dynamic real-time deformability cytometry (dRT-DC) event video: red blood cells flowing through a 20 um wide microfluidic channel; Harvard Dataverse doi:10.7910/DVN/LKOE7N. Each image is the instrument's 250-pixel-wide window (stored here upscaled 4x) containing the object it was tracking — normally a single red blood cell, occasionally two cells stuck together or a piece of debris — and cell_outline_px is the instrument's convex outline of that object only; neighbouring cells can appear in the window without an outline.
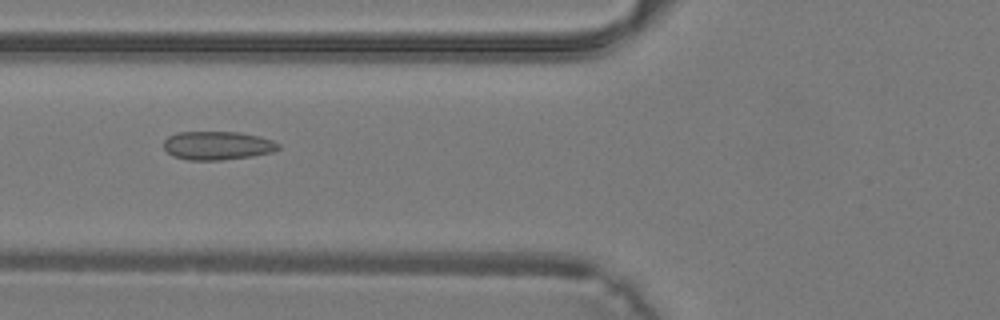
{"species": "common noctule bat (a hibernating species)", "species_latin": "Nyctalus noctula", "temperature_condition": "warm", "stored_images_in_passage": 32, "camera_frame_rate_fps": 3000, "um_per_image_px": 0.085, "animal": {"sex": "male", "body_mass_g": 19.2, "forearm_length_mm": 51.8}, "frame": {"image": 1, "passage_image": 8, "time_ms": 2.333, "image_size_px": [1000, 320], "cell_outline_px": [[280, 148], [272, 152], [252, 156], [220, 160], [188, 160], [172, 156], [164, 148], [164, 140], [168, 136], [176, 132], [240, 132], [260, 136], [272, 140], [280, 144]], "centroid_in_image_um": [18.48, 12.37], "position_along_channel_um": 107.3, "area_um2": 19.19}}
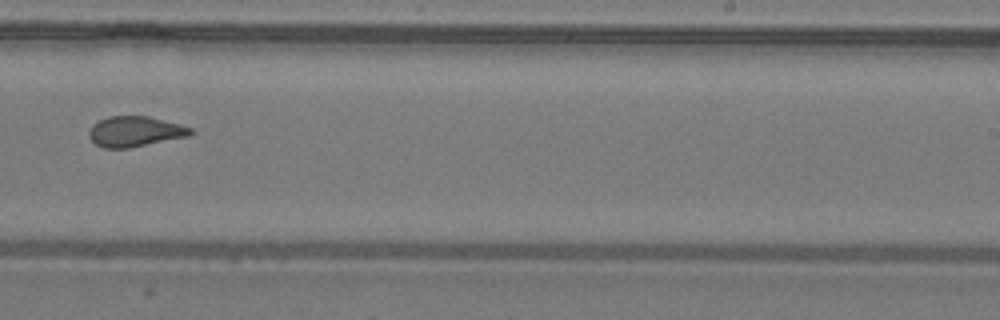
{"frame": {"image": 2, "passage_image": 18, "time_ms": 5.667, "image_size_px": [1000, 320], "cell_outline_px": [[196, 132], [188, 136], [128, 148], [104, 148], [96, 144], [88, 136], [88, 132], [92, 124], [108, 116], [148, 116], [180, 124], [192, 128]], "centroid_in_image_um": [11.47, 11.17], "position_along_channel_um": 277.5, "area_um2": 17.98}}
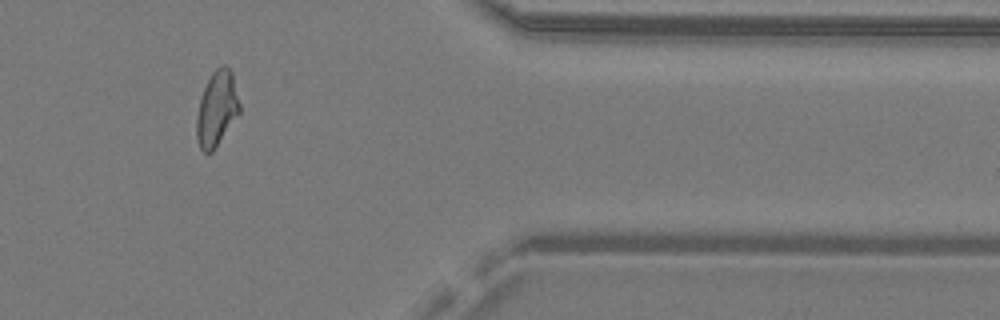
{"frame": {"image": 3, "passage_image": 26, "time_ms": 8.333, "image_size_px": [1000, 320], "cell_outline_px": [[240, 112], [212, 152], [204, 152], [200, 148], [196, 140], [196, 120], [200, 100], [204, 88], [212, 72], [216, 68], [224, 64], [232, 72], [240, 104]], "centroid_in_image_um": [18.42, 9.24], "position_along_channel_um": 393.0, "area_um2": 18.61}}